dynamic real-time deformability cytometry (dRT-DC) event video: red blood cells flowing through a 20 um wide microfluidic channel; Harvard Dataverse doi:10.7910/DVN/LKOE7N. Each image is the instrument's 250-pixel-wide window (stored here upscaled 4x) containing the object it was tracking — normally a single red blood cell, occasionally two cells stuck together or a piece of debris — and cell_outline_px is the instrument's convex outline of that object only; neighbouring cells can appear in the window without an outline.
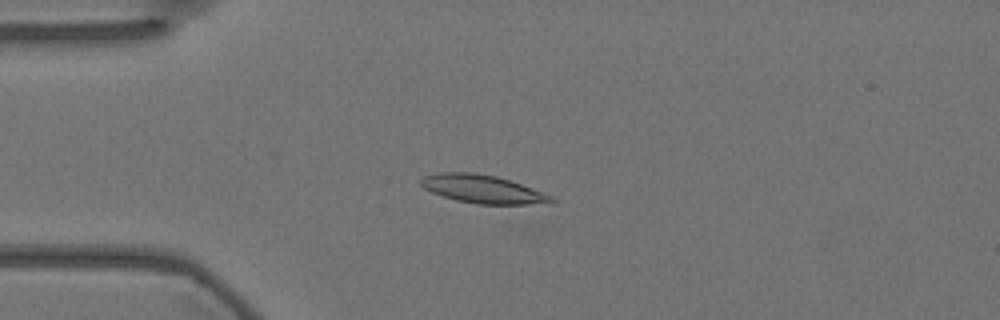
{"species": "Egyptian fruit bat (a non-hibernating species)", "species_latin": "Rousettus aegyptiacus", "temperature_condition": "warm", "stored_images_in_passage": 52, "camera_frame_rate_fps": 3000, "um_per_image_px": 0.085, "animal": {"sex": "female"}, "frame": {"image": 1, "passage_image": 10, "time_ms": 3.0, "image_size_px": [1000, 320], "cell_outline_px": [[556, 200], [552, 204], [476, 204], [456, 200], [432, 192], [424, 188], [420, 184], [420, 180], [424, 176], [440, 172], [472, 172], [496, 176], [520, 184], [552, 196]], "centroid_in_image_um": [41.03, 16.08], "position_along_channel_um": 44.0, "area_um2": 21.33}}
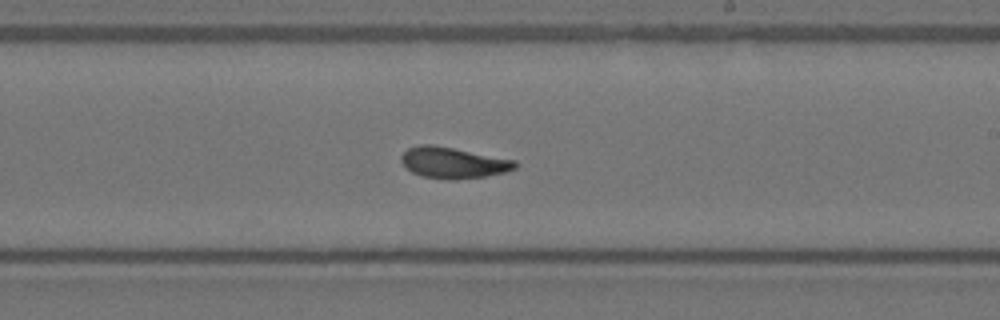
{"frame": {"image": 2, "passage_image": 29, "time_ms": 9.333, "image_size_px": [1000, 320], "cell_outline_px": [[520, 164], [516, 168], [504, 172], [484, 176], [456, 180], [448, 180], [424, 176], [412, 172], [404, 168], [400, 160], [400, 156], [408, 148], [420, 144], [432, 144], [516, 160]], "centroid_in_image_um": [38.5, 13.83], "position_along_channel_um": 250.5, "area_um2": 20.75}}
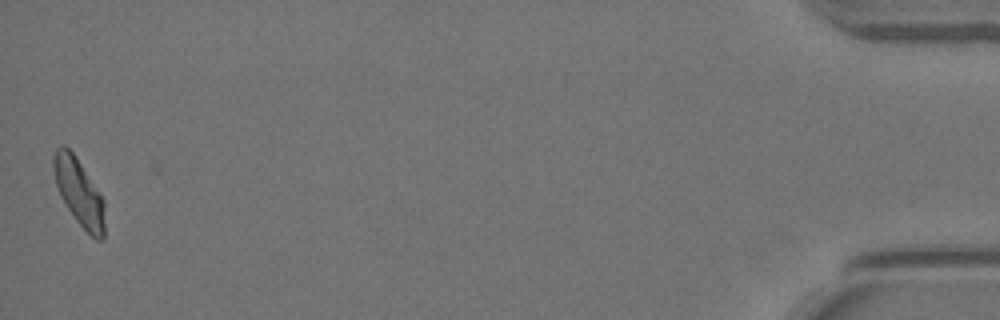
{"frame": {"image": 3, "passage_image": 52, "time_ms": 17.0, "image_size_px": [1000, 320], "cell_outline_px": [[104, 240], [96, 240], [76, 220], [60, 196], [56, 184], [52, 164], [52, 156], [56, 148], [60, 144], [64, 144], [72, 152], [104, 200]], "centroid_in_image_um": [6.69, 16.33], "position_along_channel_um": 428.5, "area_um2": 19.65}, "authors_computed_cell_mechanics": {"area_um2": 20.519, "velocity_mm_per_s": 3.5607, "shape_relaxation_time_tau1_ms": null, "shape_relaxation_time_tau2_ms": 2.7028, "deformation_change_tau1": null, "deformation_change_tau2": 0.0843}}